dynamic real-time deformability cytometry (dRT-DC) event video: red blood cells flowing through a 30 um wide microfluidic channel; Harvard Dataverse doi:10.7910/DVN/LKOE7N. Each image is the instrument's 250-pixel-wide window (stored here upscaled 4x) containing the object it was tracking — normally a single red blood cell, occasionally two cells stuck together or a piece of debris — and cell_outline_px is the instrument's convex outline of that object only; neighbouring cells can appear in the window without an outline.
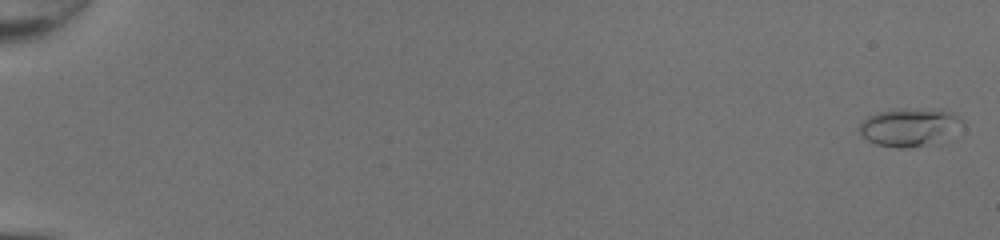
{"species": "common noctule bat (a hibernating species)", "species_latin": "Nyctalus noctula", "temperature_condition": "room temperature", "stored_images_in_passage": 50, "camera_frame_rate_fps": 3000, "um_per_image_px": 0.085, "animal": {"sex": "female", "body_mass_g": 20.0, "forearm_length_mm": 54.0}, "frame": {"image": 1, "passage_image": 1, "time_ms": 0.0, "image_size_px": [1000, 240], "cell_outline_px": [[964, 124], [924, 144], [900, 148], [876, 144], [868, 140], [860, 132], [860, 124], [868, 116], [880, 112], [900, 108], [940, 108], [952, 112], [964, 120]], "centroid_in_image_um": [77.25, 10.73], "position_along_channel_um": 7.8, "area_um2": 21.91}}
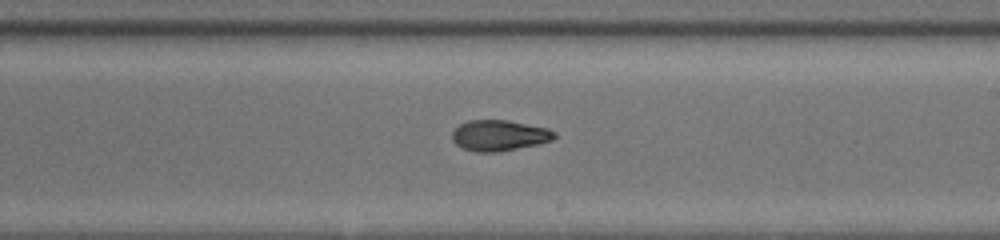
{"frame": {"image": 2, "passage_image": 32, "time_ms": 10.333, "image_size_px": [1000, 240], "cell_outline_px": [[556, 136], [552, 140], [536, 144], [496, 152], [476, 152], [464, 148], [456, 144], [452, 140], [452, 132], [460, 124], [468, 120], [508, 120], [548, 128], [556, 132]], "centroid_in_image_um": [42.43, 11.5], "position_along_channel_um": 246.6, "area_um2": 18.21}}
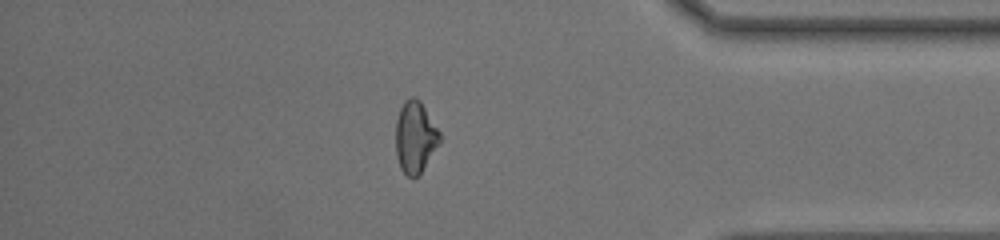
{"frame": {"image": 3, "passage_image": 44, "time_ms": 14.333, "image_size_px": [1000, 240], "cell_outline_px": [[440, 144], [420, 172], [412, 180], [400, 168], [396, 156], [396, 120], [400, 108], [404, 100], [408, 96], [416, 96], [420, 100], [440, 132]], "centroid_in_image_um": [35.28, 11.62], "position_along_channel_um": 399.9, "area_um2": 18.5}, "authors_computed_cell_mechanics": {"area_um2": 18.3804, "velocity_mm_per_s": 4.3486, "shape_relaxation_time_tau1_ms": 5.0136, "shape_relaxation_time_tau2_ms": 2.1593, "deformation_change_tau1": 0.2043, "deformation_change_tau2": 0.0858}}